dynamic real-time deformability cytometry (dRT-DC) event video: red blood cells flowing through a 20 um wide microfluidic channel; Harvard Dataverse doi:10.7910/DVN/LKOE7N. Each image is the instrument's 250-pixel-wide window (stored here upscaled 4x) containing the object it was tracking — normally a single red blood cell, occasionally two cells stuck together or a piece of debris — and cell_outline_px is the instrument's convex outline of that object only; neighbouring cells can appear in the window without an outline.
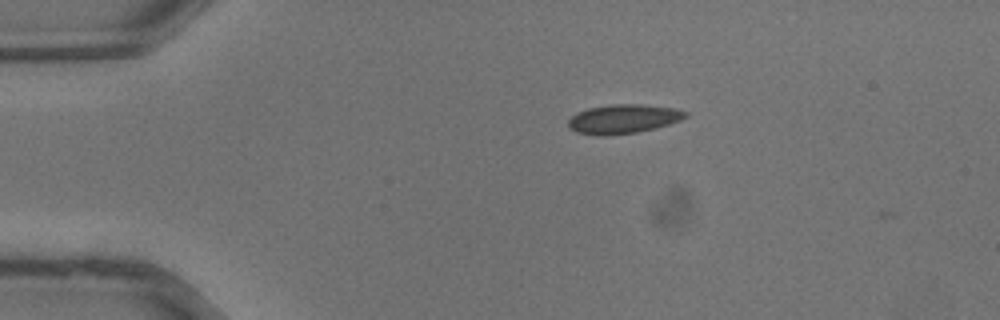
{"species": "common noctule bat (a hibernating species)", "species_latin": "Nyctalus noctula", "temperature_condition": "warm", "stored_images_in_passage": 2, "camera_frame_rate_fps": 3000, "um_per_image_px": 0.085, "animal": {"sex": "male", "body_mass_g": 13.3}, "frame": {"image": 1, "passage_image": 1, "time_ms": 0.0, "image_size_px": [1000, 320], "cell_outline_px": [[688, 116], [680, 120], [656, 128], [636, 132], [608, 136], [596, 136], [576, 132], [568, 128], [568, 120], [576, 112], [588, 108], [612, 104], [644, 104], [676, 108], [688, 112]], "centroid_in_image_um": [52.96, 10.11], "position_along_channel_um": 32.0, "area_um2": 20.17}}